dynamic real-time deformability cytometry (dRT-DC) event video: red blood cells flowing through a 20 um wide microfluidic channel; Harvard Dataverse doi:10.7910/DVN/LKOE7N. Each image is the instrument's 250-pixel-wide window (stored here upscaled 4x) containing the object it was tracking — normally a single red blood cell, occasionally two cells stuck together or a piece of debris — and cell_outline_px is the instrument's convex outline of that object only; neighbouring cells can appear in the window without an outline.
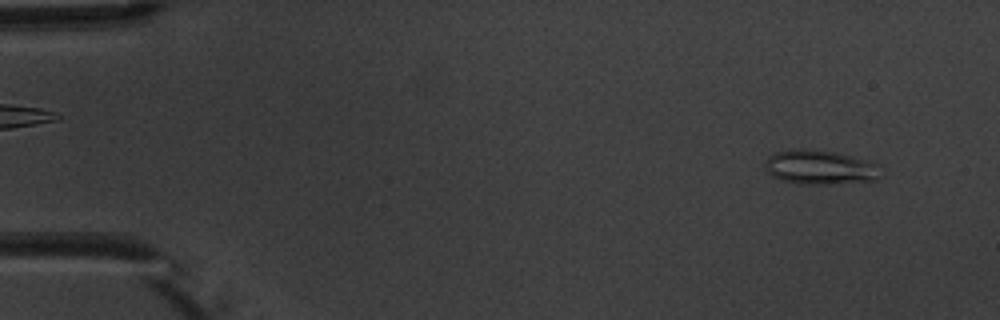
{"species": "common noctule bat (a hibernating species)", "species_latin": "Nyctalus noctula", "temperature_condition": "warm", "stored_images_in_passage": 5, "camera_frame_rate_fps": 3000, "um_per_image_px": 0.085, "animal": {"sex": "male", "body_mass_g": 20.1, "forearm_length_mm": 53.5}, "frame": {"image": 1, "passage_image": 1, "time_ms": 0.0, "image_size_px": [1000, 320], "cell_outline_px": [[876, 180], [828, 184], [800, 184], [784, 180], [772, 176], [764, 168], [764, 160], [768, 156], [776, 152], [796, 148], [800, 148], [836, 152], [868, 160], [876, 164]], "centroid_in_image_um": [69.6, 14.2], "position_along_channel_um": 15.4, "area_um2": 22.89}}
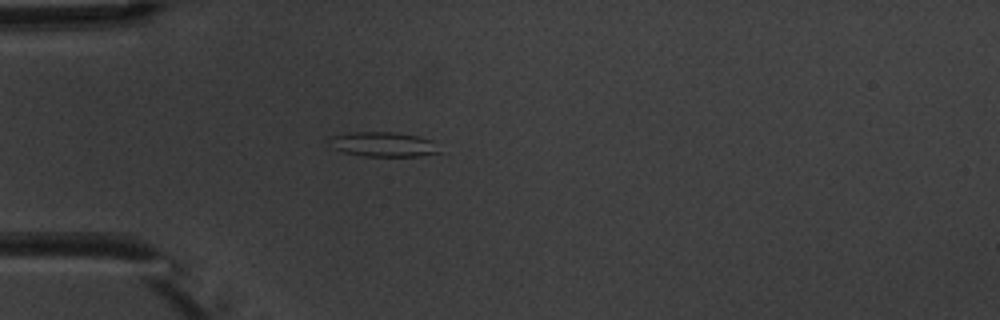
{"frame": {"image": 2, "passage_image": 4, "time_ms": 3.667, "image_size_px": [1000, 320], "cell_outline_px": [[440, 152], [420, 156], [364, 156], [344, 152], [332, 148], [324, 136], [348, 132], [396, 132], [416, 136], [432, 140]], "centroid_in_image_um": [32.45, 12.25], "position_along_channel_um": 52.5, "area_um2": 16.07}}